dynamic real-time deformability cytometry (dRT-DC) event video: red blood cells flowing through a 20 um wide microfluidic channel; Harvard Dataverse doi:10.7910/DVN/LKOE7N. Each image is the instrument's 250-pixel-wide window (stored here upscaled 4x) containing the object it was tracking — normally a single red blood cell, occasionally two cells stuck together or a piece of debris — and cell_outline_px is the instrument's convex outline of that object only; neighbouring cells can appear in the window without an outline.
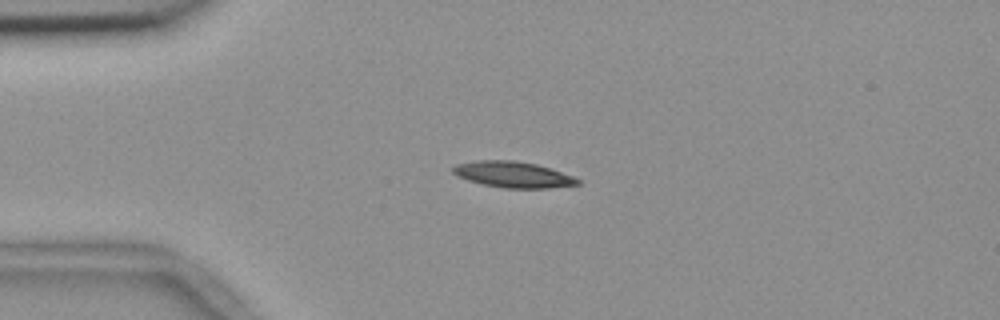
{"species": "common noctule bat (a hibernating species)", "species_latin": "Nyctalus noctula", "temperature_condition": "room temperature", "stored_images_in_passage": 51, "camera_frame_rate_fps": 3000, "um_per_image_px": 0.085, "animal": {"sex": "female", "body_mass_g": 18.4}, "frame": {"image": 1, "passage_image": 9, "time_ms": 2.667, "image_size_px": [1000, 320], "cell_outline_px": [[580, 184], [548, 188], [504, 188], [484, 184], [468, 180], [456, 176], [452, 172], [452, 168], [456, 164], [476, 160], [512, 160], [536, 164], [576, 176], [580, 180]], "centroid_in_image_um": [43.62, 14.83], "position_along_channel_um": 41.4, "area_um2": 18.96}}
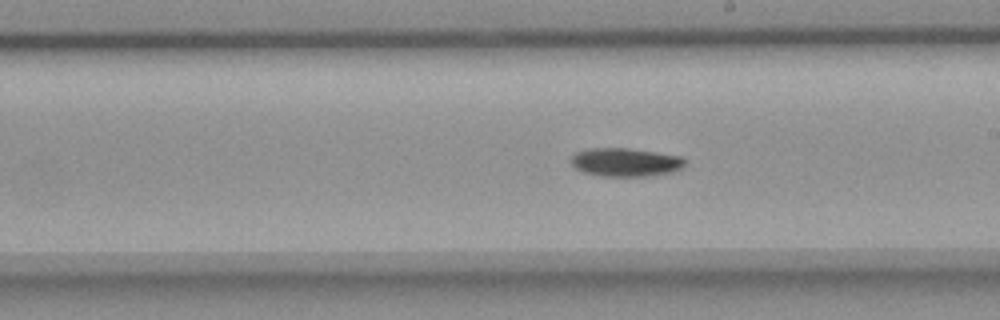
{"frame": {"image": 2, "passage_image": 27, "time_ms": 8.667, "image_size_px": [1000, 320], "cell_outline_px": [[684, 164], [680, 168], [672, 172], [652, 176], [604, 176], [584, 172], [576, 168], [568, 160], [576, 152], [588, 148], [628, 148], [680, 156], [684, 160]], "centroid_in_image_um": [53.12, 13.79], "position_along_channel_um": 235.9, "area_um2": 18.79}}
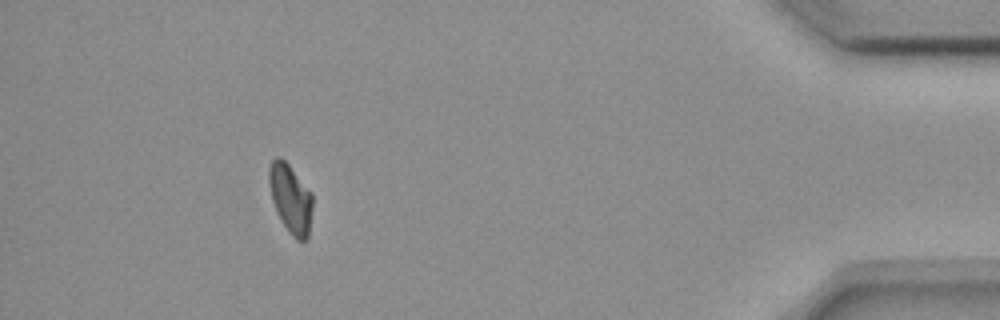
{"frame": {"image": 3, "passage_image": 46, "time_ms": 15.0, "image_size_px": [1000, 320], "cell_outline_px": [[312, 208], [308, 236], [304, 240], [296, 240], [288, 232], [280, 220], [276, 212], [272, 200], [268, 180], [268, 168], [272, 160], [276, 156], [280, 156], [288, 164], [312, 192]], "centroid_in_image_um": [24.68, 16.87], "position_along_channel_um": 410.5, "area_um2": 17.63}, "authors_computed_cell_mechanics": {"area_um2": 18.2648, "velocity_mm_per_s": 3.6699, "shape_relaxation_time_tau1_ms": 6.2154, "shape_relaxation_time_tau2_ms": null, "deformation_change_tau1": 0.1391, "deformation_change_tau2": null}}